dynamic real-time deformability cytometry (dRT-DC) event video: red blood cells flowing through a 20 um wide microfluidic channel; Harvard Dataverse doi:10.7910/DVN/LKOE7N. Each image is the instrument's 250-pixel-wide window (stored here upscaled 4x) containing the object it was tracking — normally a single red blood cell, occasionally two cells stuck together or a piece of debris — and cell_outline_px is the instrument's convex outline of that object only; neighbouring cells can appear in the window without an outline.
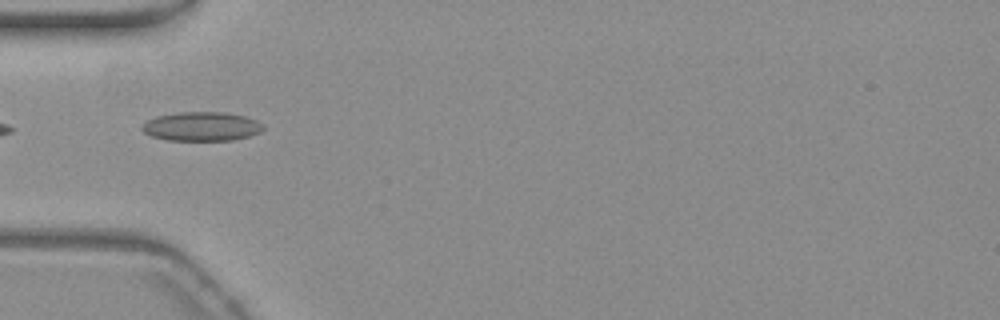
{"species": "common noctule bat (a hibernating species)", "species_latin": "Nyctalus noctula", "temperature_condition": "warm", "stored_images_in_passage": 12, "camera_frame_rate_fps": 3000, "um_per_image_px": 0.085, "animal": {"sex": "female", "body_mass_g": 19.3, "forearm_length_mm": 54.1}, "frame": {"image": 1, "passage_image": 1, "time_ms": 0.0, "image_size_px": [1000, 320], "cell_outline_px": [[264, 128], [260, 132], [248, 136], [232, 140], [168, 140], [152, 136], [144, 132], [140, 128], [148, 120], [156, 116], [176, 112], [224, 112], [244, 116], [256, 120], [264, 124]], "centroid_in_image_um": [17.14, 10.74], "position_along_channel_um": 67.9, "area_um2": 20.46}}
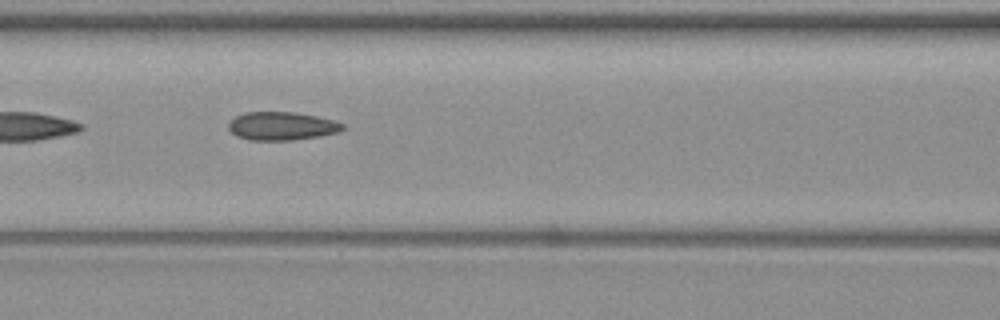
{"frame": {"image": 2, "passage_image": 7, "time_ms": 2.0, "image_size_px": [1000, 320], "cell_outline_px": [[344, 128], [340, 132], [320, 136], [292, 140], [248, 140], [236, 136], [228, 128], [228, 124], [236, 116], [244, 112], [296, 112], [316, 116], [332, 120], [344, 124]], "centroid_in_image_um": [23.95, 10.71], "position_along_channel_um": 142.7, "area_um2": 18.84}}
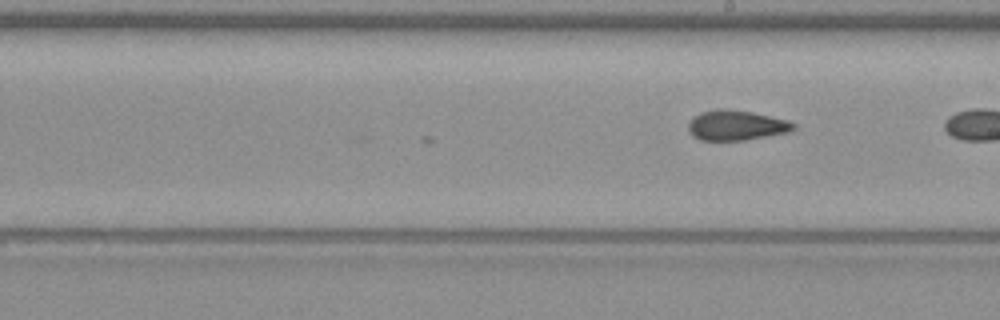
{"frame": {"image": 3, "passage_image": 12, "time_ms": 3.667, "image_size_px": [1000, 320], "cell_outline_px": [[796, 128], [788, 132], [744, 140], [700, 140], [692, 136], [688, 128], [688, 124], [692, 116], [700, 112], [752, 112], [788, 120], [796, 124]], "centroid_in_image_um": [62.6, 10.7], "position_along_channel_um": 226.4, "area_um2": 17.69}}